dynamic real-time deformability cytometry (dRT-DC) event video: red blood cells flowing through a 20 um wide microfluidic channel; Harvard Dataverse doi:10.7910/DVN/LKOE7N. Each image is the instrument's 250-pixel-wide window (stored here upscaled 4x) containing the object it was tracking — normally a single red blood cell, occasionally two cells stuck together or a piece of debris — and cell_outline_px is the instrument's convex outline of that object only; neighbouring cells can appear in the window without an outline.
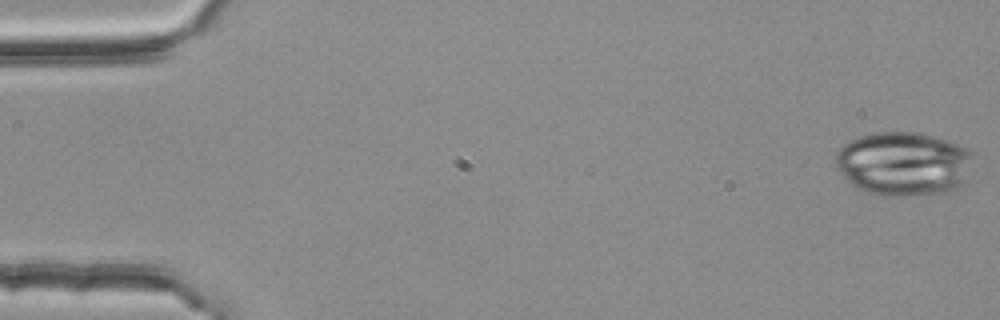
{"species": "common noctule bat (a hibernating species)", "species_latin": "Nyctalus noctula", "temperature_condition": "room temperature", "stored_images_in_passage": 54, "camera_frame_rate_fps": 3000, "um_per_image_px": 0.085, "animal": {"sex": "female", "body_mass_g": 25.1}, "frame": {"image": 1, "passage_image": 1, "time_ms": 0.0, "image_size_px": [1000, 320], "cell_outline_px": [[976, 156], [964, 184], [960, 188], [944, 192], [904, 196], [884, 196], [868, 192], [852, 184], [836, 168], [836, 152], [844, 144], [860, 136], [872, 132], [920, 132], [956, 144], [972, 152]], "centroid_in_image_um": [76.84, 13.92], "position_along_channel_um": 8.2, "area_um2": 51.38}}
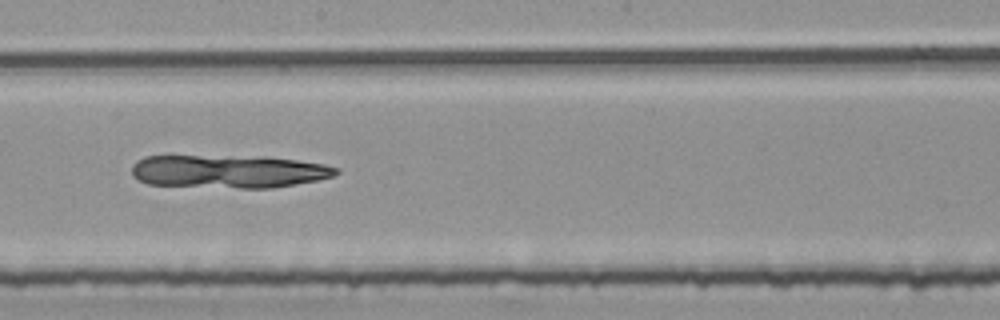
{"frame": {"image": 2, "passage_image": 30, "time_ms": 9.667, "image_size_px": [1000, 320], "cell_outline_px": [[340, 172], [332, 176], [316, 180], [296, 184], [272, 188], [240, 188], [148, 184], [132, 176], [132, 164], [136, 160], [144, 156], [268, 156], [324, 164], [336, 168]], "centroid_in_image_um": [19.41, 14.56], "position_along_channel_um": 228.8, "area_um2": 39.48}}
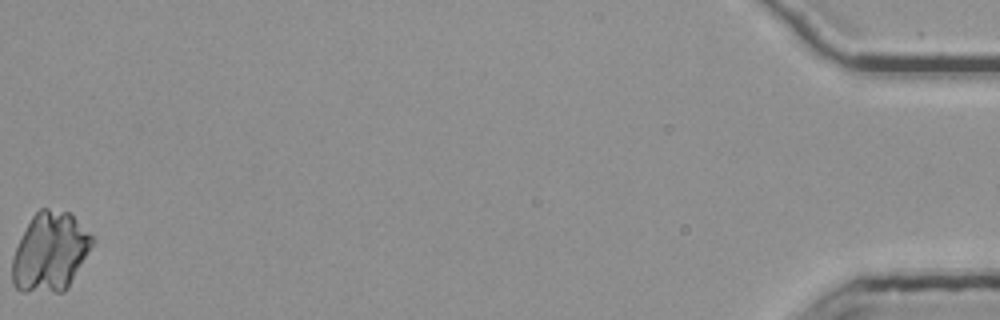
{"frame": {"image": 3, "passage_image": 54, "time_ms": 17.667, "image_size_px": [1000, 320], "cell_outline_px": [[96, 240], [68, 288], [64, 292], [20, 292], [12, 284], [12, 256], [20, 236], [32, 216], [40, 208], [48, 208], [68, 212]], "centroid_in_image_um": [4.23, 21.44], "position_along_channel_um": 431.0, "area_um2": 37.11}}